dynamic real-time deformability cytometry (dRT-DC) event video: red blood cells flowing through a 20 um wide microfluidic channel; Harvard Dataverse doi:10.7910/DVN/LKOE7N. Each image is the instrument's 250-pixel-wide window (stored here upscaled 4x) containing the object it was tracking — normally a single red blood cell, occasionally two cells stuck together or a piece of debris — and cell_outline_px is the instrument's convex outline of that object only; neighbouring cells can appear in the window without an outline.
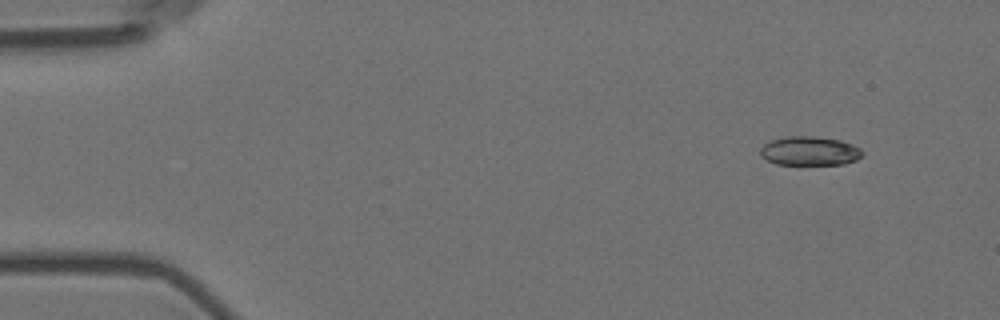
{"species": "Egyptian fruit bat (a non-hibernating species)", "species_latin": "Rousettus aegyptiacus", "temperature_condition": "room temperature", "stored_images_in_passage": 4, "camera_frame_rate_fps": 3000, "um_per_image_px": 0.085, "animal": {"sex": "female"}, "frame": {"image": 1, "passage_image": 1, "time_ms": 0.0, "image_size_px": [1000, 320], "cell_outline_px": [[864, 152], [856, 160], [844, 164], [776, 164], [760, 156], [760, 148], [764, 144], [772, 140], [784, 136], [812, 136], [840, 140], [852, 144], [860, 148]], "centroid_in_image_um": [68.81, 12.83], "position_along_channel_um": 16.2, "area_um2": 17.22}}
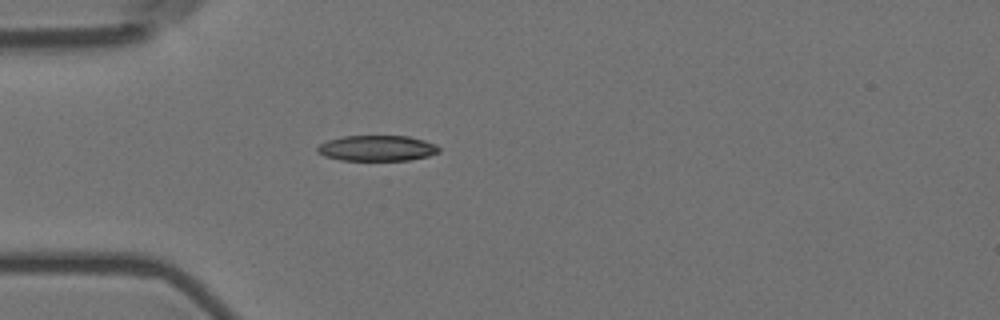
{"frame": {"image": 2, "passage_image": 4, "time_ms": 1.0, "image_size_px": [1000, 320], "cell_outline_px": [[440, 152], [428, 156], [408, 160], [340, 160], [324, 156], [316, 152], [316, 148], [320, 144], [328, 140], [344, 136], [408, 136], [424, 140], [436, 144], [440, 148]], "centroid_in_image_um": [32.05, 12.6], "position_along_channel_um": 53.0, "area_um2": 18.21}}